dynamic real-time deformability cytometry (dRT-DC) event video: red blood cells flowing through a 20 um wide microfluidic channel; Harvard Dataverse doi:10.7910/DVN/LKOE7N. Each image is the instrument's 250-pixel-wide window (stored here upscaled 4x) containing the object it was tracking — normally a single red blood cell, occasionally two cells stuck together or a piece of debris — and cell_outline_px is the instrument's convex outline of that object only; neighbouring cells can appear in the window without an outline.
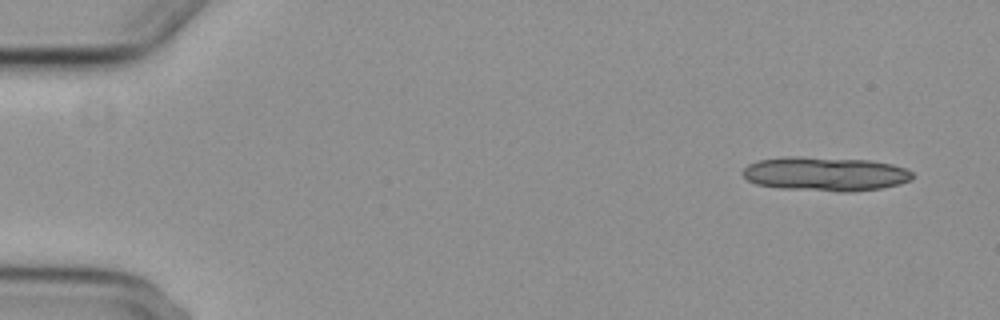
{"species": "common noctule bat (a hibernating species)", "species_latin": "Nyctalus noctula", "temperature_condition": "cold", "stored_images_in_passage": 5, "camera_frame_rate_fps": 3000, "um_per_image_px": 0.085, "animal": {"sex": "female", "body_mass_g": 29.2, "forearm_length_mm": 56.3}, "frame": {"image": 1, "passage_image": 1, "time_ms": 0.0, "image_size_px": [1000, 320], "cell_outline_px": [[912, 180], [900, 184], [880, 188], [852, 192], [836, 192], [780, 188], [756, 184], [748, 180], [740, 172], [748, 164], [760, 160], [784, 156], [796, 156], [868, 160], [892, 164], [904, 168], [912, 172]], "centroid_in_image_um": [70.13, 14.79], "position_along_channel_um": 14.9, "area_um2": 33.93}}